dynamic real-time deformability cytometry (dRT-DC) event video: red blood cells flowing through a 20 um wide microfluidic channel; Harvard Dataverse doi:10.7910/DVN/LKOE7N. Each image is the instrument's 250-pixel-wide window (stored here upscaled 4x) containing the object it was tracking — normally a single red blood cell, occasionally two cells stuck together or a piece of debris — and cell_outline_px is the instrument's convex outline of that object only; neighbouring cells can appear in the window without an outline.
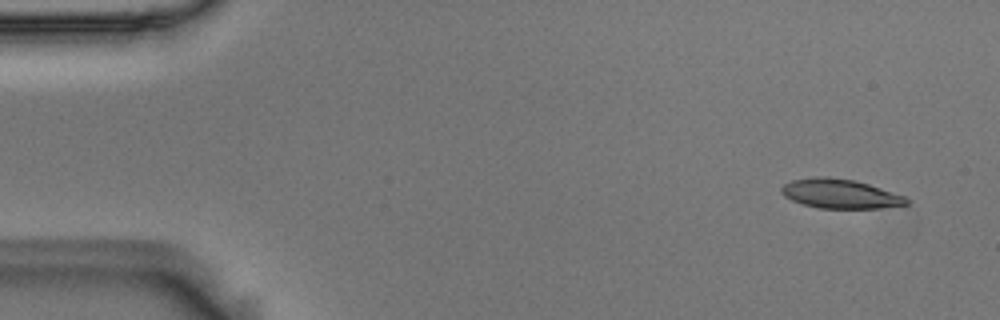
{"species": "Egyptian fruit bat (a non-hibernating species)", "species_latin": "Rousettus aegyptiacus", "temperature_condition": "room temperature", "stored_images_in_passage": 5, "camera_frame_rate_fps": 3000, "um_per_image_px": 0.085, "animal": {"sex": "male"}, "frame": {"image": 1, "passage_image": 1, "time_ms": 0.0, "image_size_px": [1000, 320], "cell_outline_px": [[908, 204], [876, 208], [820, 208], [804, 204], [792, 200], [784, 196], [780, 192], [780, 188], [784, 184], [792, 180], [816, 176], [828, 176], [856, 180], [904, 196], [908, 200]], "centroid_in_image_um": [71.36, 16.45], "position_along_channel_um": 13.6, "area_um2": 21.21}}
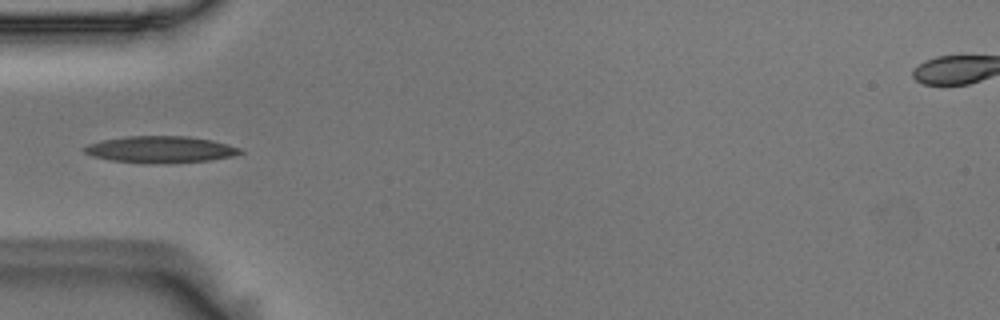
{"frame": {"image": 2, "passage_image": 5, "time_ms": 1.333, "image_size_px": [1000, 320], "cell_outline_px": [[244, 152], [232, 156], [208, 160], [164, 164], [112, 160], [92, 156], [84, 152], [80, 148], [88, 144], [100, 140], [124, 136], [188, 136], [212, 140], [228, 144], [240, 148]], "centroid_in_image_um": [13.61, 12.69], "position_along_channel_um": 71.4, "area_um2": 24.28}}